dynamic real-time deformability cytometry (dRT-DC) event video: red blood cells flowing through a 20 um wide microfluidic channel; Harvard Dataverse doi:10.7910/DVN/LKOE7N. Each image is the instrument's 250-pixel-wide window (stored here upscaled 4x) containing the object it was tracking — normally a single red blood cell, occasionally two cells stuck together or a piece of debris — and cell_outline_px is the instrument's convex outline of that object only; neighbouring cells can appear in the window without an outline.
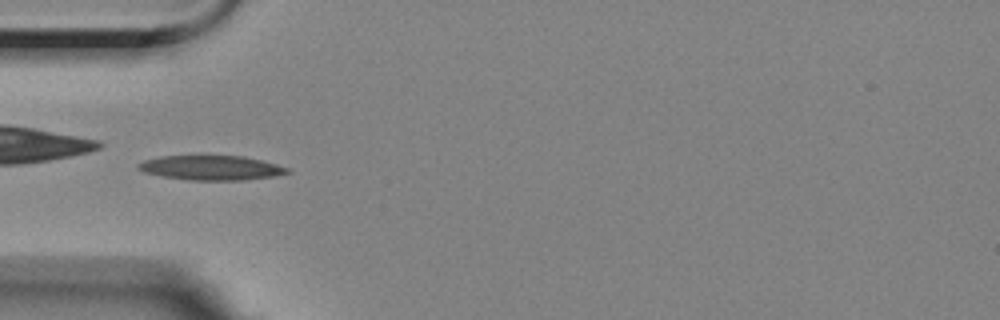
{"species": "Egyptian fruit bat (a non-hibernating species)", "species_latin": "Rousettus aegyptiacus", "temperature_condition": "room temperature", "stored_images_in_passage": 55, "camera_frame_rate_fps": 3000, "um_per_image_px": 0.085, "animal": {"sex": "female"}, "frame": {"image": 1, "passage_image": 16, "time_ms": 5.0, "image_size_px": [1000, 320], "cell_outline_px": [[292, 172], [276, 176], [244, 180], [188, 180], [164, 176], [144, 172], [136, 168], [136, 164], [144, 160], [160, 156], [200, 152], [244, 156], [276, 164], [288, 168]], "centroid_in_image_um": [17.91, 14.2], "position_along_channel_um": 67.1, "area_um2": 22.54}}
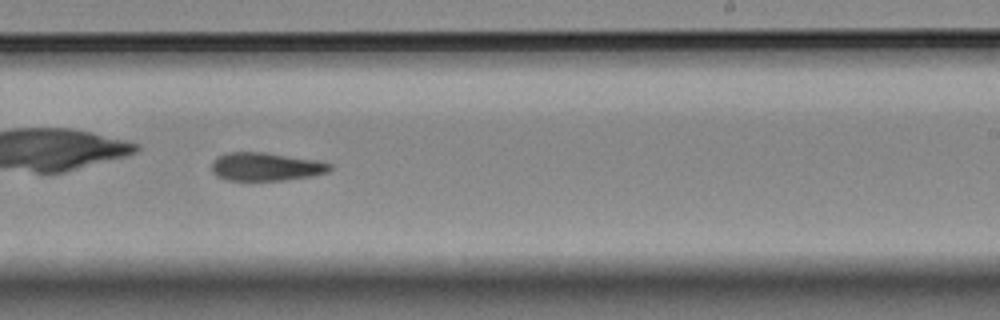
{"frame": {"image": 2, "passage_image": 33, "time_ms": 10.667, "image_size_px": [1000, 320], "cell_outline_px": [[332, 168], [328, 172], [312, 176], [284, 180], [228, 180], [216, 176], [212, 172], [212, 160], [216, 156], [224, 152], [264, 152], [316, 160], [332, 164]], "centroid_in_image_um": [22.56, 14.16], "position_along_channel_um": 266.4, "area_um2": 19.59}}
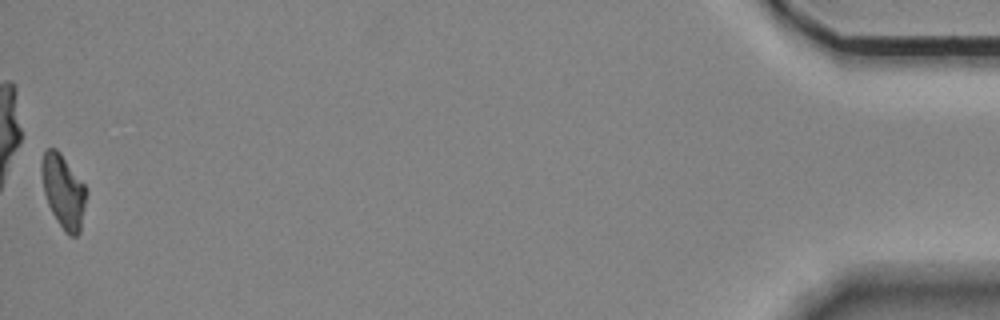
{"frame": {"image": 3, "passage_image": 55, "time_ms": 18.0, "image_size_px": [1000, 320], "cell_outline_px": [[88, 192], [80, 232], [76, 236], [68, 236], [64, 232], [56, 220], [48, 204], [44, 192], [40, 172], [40, 160], [44, 152], [48, 148], [56, 148], [60, 152], [84, 184]], "centroid_in_image_um": [5.38, 16.27], "position_along_channel_um": 429.8, "area_um2": 19.42}, "authors_computed_cell_mechanics": {"area_um2": 19.8832, "velocity_mm_per_s": 3.5062, "shape_relaxation_time_tau1_ms": null, "shape_relaxation_time_tau2_ms": 8.6275, "deformation_change_tau1": null, "deformation_change_tau2": 0.1815}}